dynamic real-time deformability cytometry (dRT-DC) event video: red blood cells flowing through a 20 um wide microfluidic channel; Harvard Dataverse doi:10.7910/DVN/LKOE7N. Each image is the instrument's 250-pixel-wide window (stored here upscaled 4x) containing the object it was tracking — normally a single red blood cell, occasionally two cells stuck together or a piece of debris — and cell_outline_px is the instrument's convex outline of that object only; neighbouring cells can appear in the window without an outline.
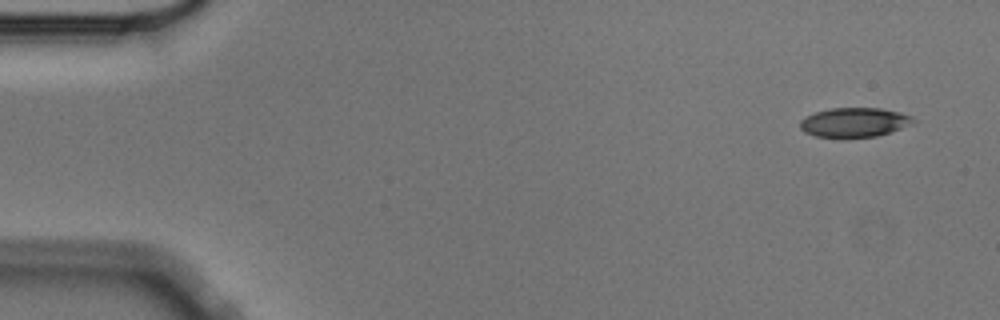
{"species": "Egyptian fruit bat (a non-hibernating species)", "species_latin": "Rousettus aegyptiacus", "temperature_condition": "cold", "stored_images_in_passage": 5, "camera_frame_rate_fps": 3000, "um_per_image_px": 0.085, "animal": {"sex": "male"}, "frame": {"image": 1, "passage_image": 1, "time_ms": 0.0, "image_size_px": [1000, 320], "cell_outline_px": [[916, 120], [912, 124], [876, 136], [844, 140], [816, 136], [804, 132], [800, 128], [800, 120], [816, 112], [828, 108], [880, 108], [900, 112], [912, 116]], "centroid_in_image_um": [72.59, 10.43], "position_along_channel_um": 12.4, "area_um2": 19.83}}
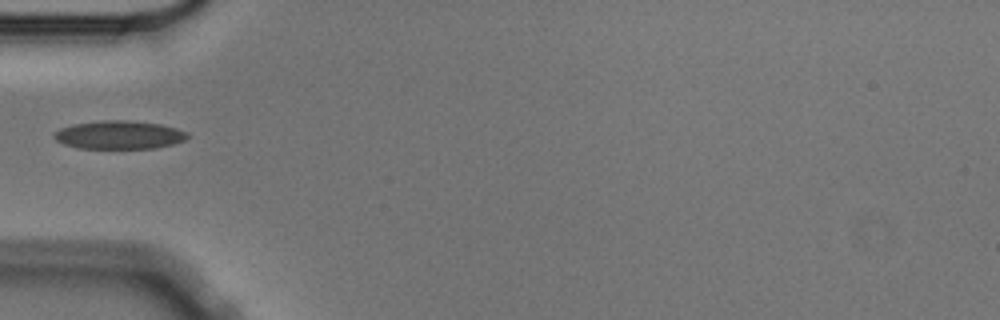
{"frame": {"image": 2, "passage_image": 4, "time_ms": 1.0, "image_size_px": [1000, 320], "cell_outline_px": [[188, 136], [184, 140], [172, 144], [156, 148], [80, 148], [64, 144], [56, 140], [52, 136], [60, 128], [72, 124], [100, 120], [128, 120], [160, 124], [176, 128], [188, 132]], "centroid_in_image_um": [10.12, 11.46], "position_along_channel_um": 74.9, "area_um2": 21.96}}